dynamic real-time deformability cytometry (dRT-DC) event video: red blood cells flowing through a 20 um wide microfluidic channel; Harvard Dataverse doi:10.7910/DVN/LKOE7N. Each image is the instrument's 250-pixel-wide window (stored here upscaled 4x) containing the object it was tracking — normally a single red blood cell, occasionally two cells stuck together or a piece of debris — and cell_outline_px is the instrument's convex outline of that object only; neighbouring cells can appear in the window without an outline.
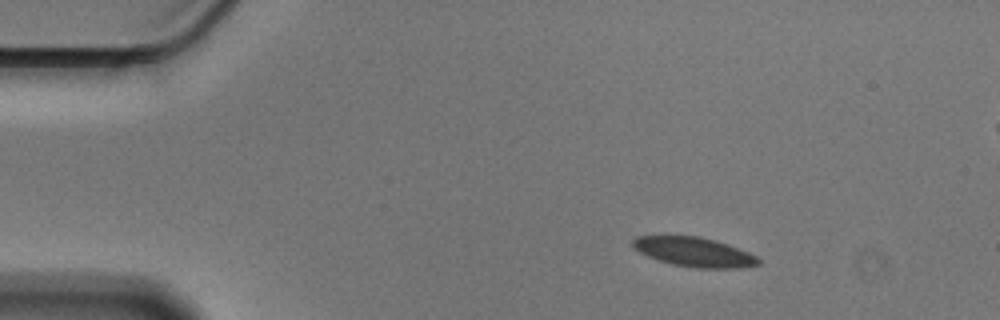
{"species": "Egyptian fruit bat (a non-hibernating species)", "species_latin": "Rousettus aegyptiacus", "temperature_condition": "cold", "stored_images_in_passage": 50, "segment_of_instrument_passage": [1, 2], "camera_frame_rate_fps": 3000, "um_per_image_px": 0.085, "animal": {"sex": "male"}, "frame": {"image": 1, "passage_image": 1, "time_ms": 0.0, "image_size_px": [1000, 320], "cell_outline_px": [[760, 264], [740, 268], [696, 268], [672, 264], [648, 256], [640, 252], [632, 244], [632, 240], [636, 236], [700, 236], [716, 240], [748, 252], [756, 256], [760, 260]], "centroid_in_image_um": [59.02, 21.42], "position_along_channel_um": 26.0, "area_um2": 21.33}}
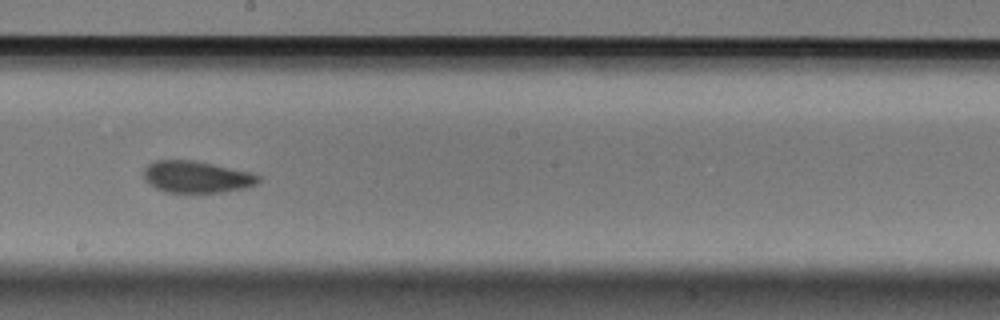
{"frame": {"image": 2, "passage_image": 24, "time_ms": 7.667, "image_size_px": [1000, 320], "cell_outline_px": [[260, 184], [244, 188], [220, 192], [164, 192], [148, 184], [144, 180], [144, 168], [148, 164], [156, 160], [192, 160], [252, 172], [260, 176]], "centroid_in_image_um": [16.71, 15.04], "position_along_channel_um": 231.5, "area_um2": 21.33}}
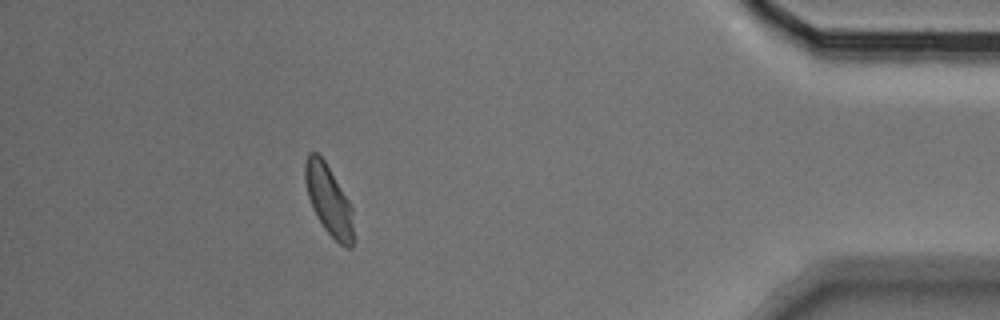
{"frame": {"image": 3, "passage_image": 43, "time_ms": 14.0, "image_size_px": [1000, 320], "cell_outline_px": [[352, 248], [348, 248], [340, 244], [324, 228], [312, 208], [308, 196], [304, 180], [304, 164], [308, 152], [316, 152], [324, 160], [348, 200], [352, 208]], "centroid_in_image_um": [27.9, 16.97], "position_along_channel_um": 407.3, "area_um2": 19.36}}